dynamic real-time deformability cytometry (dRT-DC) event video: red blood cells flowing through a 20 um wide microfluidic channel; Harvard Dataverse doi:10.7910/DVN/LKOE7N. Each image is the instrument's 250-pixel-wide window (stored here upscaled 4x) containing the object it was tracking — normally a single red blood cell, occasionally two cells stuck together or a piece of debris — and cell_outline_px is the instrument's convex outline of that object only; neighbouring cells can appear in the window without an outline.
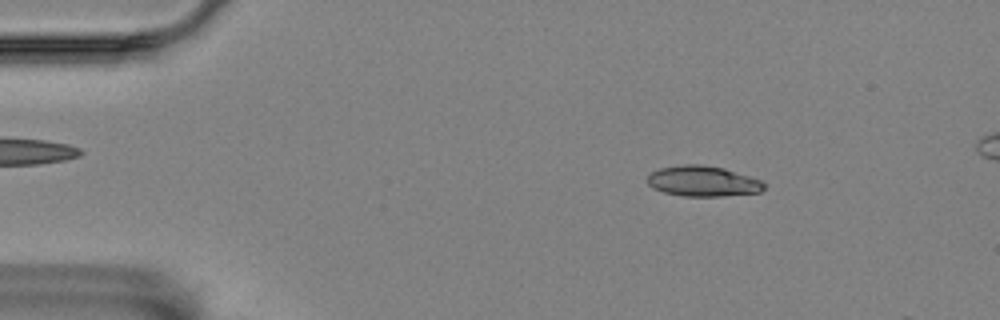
{"species": "Egyptian fruit bat (a non-hibernating species)", "species_latin": "Rousettus aegyptiacus", "temperature_condition": "room temperature", "stored_images_in_passage": 13, "camera_frame_rate_fps": 3000, "um_per_image_px": 0.085, "animal": {"sex": "female"}, "frame": {"image": 1, "passage_image": 7, "time_ms": 2.0, "image_size_px": [1000, 320], "cell_outline_px": [[764, 188], [760, 192], [724, 196], [684, 196], [664, 192], [652, 188], [644, 180], [652, 172], [660, 168], [684, 164], [704, 164], [724, 168], [760, 180], [764, 184]], "centroid_in_image_um": [59.7, 15.4], "position_along_channel_um": 25.3, "area_um2": 20.75}}